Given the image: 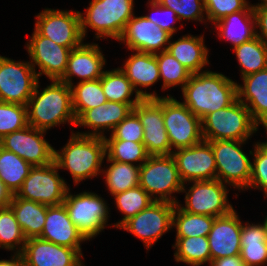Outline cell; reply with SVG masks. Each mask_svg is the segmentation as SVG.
<instances>
[{
    "mask_svg": "<svg viewBox=\"0 0 267 266\" xmlns=\"http://www.w3.org/2000/svg\"><path fill=\"white\" fill-rule=\"evenodd\" d=\"M184 105L201 120L237 99V83L225 75L204 70L190 76L182 88Z\"/></svg>",
    "mask_w": 267,
    "mask_h": 266,
    "instance_id": "obj_1",
    "label": "cell"
},
{
    "mask_svg": "<svg viewBox=\"0 0 267 266\" xmlns=\"http://www.w3.org/2000/svg\"><path fill=\"white\" fill-rule=\"evenodd\" d=\"M40 92L39 81L27 104L28 125L42 131L66 122L76 126L71 87L60 80Z\"/></svg>",
    "mask_w": 267,
    "mask_h": 266,
    "instance_id": "obj_2",
    "label": "cell"
},
{
    "mask_svg": "<svg viewBox=\"0 0 267 266\" xmlns=\"http://www.w3.org/2000/svg\"><path fill=\"white\" fill-rule=\"evenodd\" d=\"M105 158L103 137L84 136L73 132L61 151L54 150V162L58 169L69 170L75 184L102 173L103 169L100 167Z\"/></svg>",
    "mask_w": 267,
    "mask_h": 266,
    "instance_id": "obj_3",
    "label": "cell"
},
{
    "mask_svg": "<svg viewBox=\"0 0 267 266\" xmlns=\"http://www.w3.org/2000/svg\"><path fill=\"white\" fill-rule=\"evenodd\" d=\"M201 124L204 141H247L259 126L245 104L238 99L230 106L206 115Z\"/></svg>",
    "mask_w": 267,
    "mask_h": 266,
    "instance_id": "obj_4",
    "label": "cell"
},
{
    "mask_svg": "<svg viewBox=\"0 0 267 266\" xmlns=\"http://www.w3.org/2000/svg\"><path fill=\"white\" fill-rule=\"evenodd\" d=\"M133 5L134 0H92L85 16L80 12L83 38L89 27L96 31V39L110 37L118 40L126 23L134 16Z\"/></svg>",
    "mask_w": 267,
    "mask_h": 266,
    "instance_id": "obj_5",
    "label": "cell"
},
{
    "mask_svg": "<svg viewBox=\"0 0 267 266\" xmlns=\"http://www.w3.org/2000/svg\"><path fill=\"white\" fill-rule=\"evenodd\" d=\"M183 185L172 155L149 156L140 166L139 186L155 201L177 204L178 201L171 194L180 193Z\"/></svg>",
    "mask_w": 267,
    "mask_h": 266,
    "instance_id": "obj_6",
    "label": "cell"
},
{
    "mask_svg": "<svg viewBox=\"0 0 267 266\" xmlns=\"http://www.w3.org/2000/svg\"><path fill=\"white\" fill-rule=\"evenodd\" d=\"M213 150L216 162V179L234 188H248L252 162L241 145L246 141L215 140L207 141Z\"/></svg>",
    "mask_w": 267,
    "mask_h": 266,
    "instance_id": "obj_7",
    "label": "cell"
},
{
    "mask_svg": "<svg viewBox=\"0 0 267 266\" xmlns=\"http://www.w3.org/2000/svg\"><path fill=\"white\" fill-rule=\"evenodd\" d=\"M70 220L86 240L96 237L106 226L108 206L104 198L94 192H82L76 195L68 189L63 201Z\"/></svg>",
    "mask_w": 267,
    "mask_h": 266,
    "instance_id": "obj_8",
    "label": "cell"
},
{
    "mask_svg": "<svg viewBox=\"0 0 267 266\" xmlns=\"http://www.w3.org/2000/svg\"><path fill=\"white\" fill-rule=\"evenodd\" d=\"M163 119L172 151L203 141L201 119L170 95L163 96Z\"/></svg>",
    "mask_w": 267,
    "mask_h": 266,
    "instance_id": "obj_9",
    "label": "cell"
},
{
    "mask_svg": "<svg viewBox=\"0 0 267 266\" xmlns=\"http://www.w3.org/2000/svg\"><path fill=\"white\" fill-rule=\"evenodd\" d=\"M69 187L60 177L55 162L46 166H34L16 193L19 198L48 206L63 204Z\"/></svg>",
    "mask_w": 267,
    "mask_h": 266,
    "instance_id": "obj_10",
    "label": "cell"
},
{
    "mask_svg": "<svg viewBox=\"0 0 267 266\" xmlns=\"http://www.w3.org/2000/svg\"><path fill=\"white\" fill-rule=\"evenodd\" d=\"M38 81L30 62L0 55V102L27 106Z\"/></svg>",
    "mask_w": 267,
    "mask_h": 266,
    "instance_id": "obj_11",
    "label": "cell"
},
{
    "mask_svg": "<svg viewBox=\"0 0 267 266\" xmlns=\"http://www.w3.org/2000/svg\"><path fill=\"white\" fill-rule=\"evenodd\" d=\"M193 185L186 192L185 184L181 192H185V207L180 208L189 213L219 217L230 213L234 208L228 202V189L217 179L192 181Z\"/></svg>",
    "mask_w": 267,
    "mask_h": 266,
    "instance_id": "obj_12",
    "label": "cell"
},
{
    "mask_svg": "<svg viewBox=\"0 0 267 266\" xmlns=\"http://www.w3.org/2000/svg\"><path fill=\"white\" fill-rule=\"evenodd\" d=\"M35 30L71 50L83 43L80 11L45 9L36 16Z\"/></svg>",
    "mask_w": 267,
    "mask_h": 266,
    "instance_id": "obj_13",
    "label": "cell"
},
{
    "mask_svg": "<svg viewBox=\"0 0 267 266\" xmlns=\"http://www.w3.org/2000/svg\"><path fill=\"white\" fill-rule=\"evenodd\" d=\"M175 205L167 201H154L148 208L127 220L120 229L138 237L149 249L173 227Z\"/></svg>",
    "mask_w": 267,
    "mask_h": 266,
    "instance_id": "obj_14",
    "label": "cell"
},
{
    "mask_svg": "<svg viewBox=\"0 0 267 266\" xmlns=\"http://www.w3.org/2000/svg\"><path fill=\"white\" fill-rule=\"evenodd\" d=\"M143 126V144L150 156L172 155L163 119V97L142 98L133 108Z\"/></svg>",
    "mask_w": 267,
    "mask_h": 266,
    "instance_id": "obj_15",
    "label": "cell"
},
{
    "mask_svg": "<svg viewBox=\"0 0 267 266\" xmlns=\"http://www.w3.org/2000/svg\"><path fill=\"white\" fill-rule=\"evenodd\" d=\"M46 131L30 125L5 135L0 139V146L17 154L27 163L34 166H46L54 162V147L44 139Z\"/></svg>",
    "mask_w": 267,
    "mask_h": 266,
    "instance_id": "obj_16",
    "label": "cell"
},
{
    "mask_svg": "<svg viewBox=\"0 0 267 266\" xmlns=\"http://www.w3.org/2000/svg\"><path fill=\"white\" fill-rule=\"evenodd\" d=\"M30 56V63L35 69L38 66V78L44 74L50 80H60L67 68L71 49L56 44L51 39L40 35L35 29L29 42L26 44Z\"/></svg>",
    "mask_w": 267,
    "mask_h": 266,
    "instance_id": "obj_17",
    "label": "cell"
},
{
    "mask_svg": "<svg viewBox=\"0 0 267 266\" xmlns=\"http://www.w3.org/2000/svg\"><path fill=\"white\" fill-rule=\"evenodd\" d=\"M181 180L185 182L216 179V162L207 141L172 152Z\"/></svg>",
    "mask_w": 267,
    "mask_h": 266,
    "instance_id": "obj_18",
    "label": "cell"
},
{
    "mask_svg": "<svg viewBox=\"0 0 267 266\" xmlns=\"http://www.w3.org/2000/svg\"><path fill=\"white\" fill-rule=\"evenodd\" d=\"M172 37L145 16H133L126 23L118 41L124 42L127 48L133 52L156 54L158 51L162 52L168 49L169 40Z\"/></svg>",
    "mask_w": 267,
    "mask_h": 266,
    "instance_id": "obj_19",
    "label": "cell"
},
{
    "mask_svg": "<svg viewBox=\"0 0 267 266\" xmlns=\"http://www.w3.org/2000/svg\"><path fill=\"white\" fill-rule=\"evenodd\" d=\"M25 266H84L76 249L38 238L26 239L20 253Z\"/></svg>",
    "mask_w": 267,
    "mask_h": 266,
    "instance_id": "obj_20",
    "label": "cell"
},
{
    "mask_svg": "<svg viewBox=\"0 0 267 266\" xmlns=\"http://www.w3.org/2000/svg\"><path fill=\"white\" fill-rule=\"evenodd\" d=\"M242 221L233 209L230 213L215 217L207 236L211 260L240 254Z\"/></svg>",
    "mask_w": 267,
    "mask_h": 266,
    "instance_id": "obj_21",
    "label": "cell"
},
{
    "mask_svg": "<svg viewBox=\"0 0 267 266\" xmlns=\"http://www.w3.org/2000/svg\"><path fill=\"white\" fill-rule=\"evenodd\" d=\"M96 43L84 44L71 50L67 68L60 79L69 86L73 85L72 77L77 76L82 81H92L100 79L104 74L106 59Z\"/></svg>",
    "mask_w": 267,
    "mask_h": 266,
    "instance_id": "obj_22",
    "label": "cell"
},
{
    "mask_svg": "<svg viewBox=\"0 0 267 266\" xmlns=\"http://www.w3.org/2000/svg\"><path fill=\"white\" fill-rule=\"evenodd\" d=\"M40 239L53 242L57 245L76 249L81 255V245L86 239L70 220L64 204L48 206L45 224Z\"/></svg>",
    "mask_w": 267,
    "mask_h": 266,
    "instance_id": "obj_23",
    "label": "cell"
},
{
    "mask_svg": "<svg viewBox=\"0 0 267 266\" xmlns=\"http://www.w3.org/2000/svg\"><path fill=\"white\" fill-rule=\"evenodd\" d=\"M131 111H133V108L129 104L113 101L88 109L76 120V126L91 128L93 131L77 132L76 134L104 138L105 134L103 132L108 129L112 132Z\"/></svg>",
    "mask_w": 267,
    "mask_h": 266,
    "instance_id": "obj_24",
    "label": "cell"
},
{
    "mask_svg": "<svg viewBox=\"0 0 267 266\" xmlns=\"http://www.w3.org/2000/svg\"><path fill=\"white\" fill-rule=\"evenodd\" d=\"M135 54L125 61L121 71L126 75L127 79L131 82L136 93L141 98H158L156 92L148 93L140 90L137 87H150L158 82L160 79L159 66L155 54L135 51Z\"/></svg>",
    "mask_w": 267,
    "mask_h": 266,
    "instance_id": "obj_25",
    "label": "cell"
},
{
    "mask_svg": "<svg viewBox=\"0 0 267 266\" xmlns=\"http://www.w3.org/2000/svg\"><path fill=\"white\" fill-rule=\"evenodd\" d=\"M242 79L244 84H237V99L245 104L258 125H264L267 122V68Z\"/></svg>",
    "mask_w": 267,
    "mask_h": 266,
    "instance_id": "obj_26",
    "label": "cell"
},
{
    "mask_svg": "<svg viewBox=\"0 0 267 266\" xmlns=\"http://www.w3.org/2000/svg\"><path fill=\"white\" fill-rule=\"evenodd\" d=\"M218 35L230 41L233 48L257 37L253 5L244 10L232 13L214 23Z\"/></svg>",
    "mask_w": 267,
    "mask_h": 266,
    "instance_id": "obj_27",
    "label": "cell"
},
{
    "mask_svg": "<svg viewBox=\"0 0 267 266\" xmlns=\"http://www.w3.org/2000/svg\"><path fill=\"white\" fill-rule=\"evenodd\" d=\"M192 74L200 73L209 64L208 48L204 44V36L184 35L176 41L169 40L168 49Z\"/></svg>",
    "mask_w": 267,
    "mask_h": 266,
    "instance_id": "obj_28",
    "label": "cell"
},
{
    "mask_svg": "<svg viewBox=\"0 0 267 266\" xmlns=\"http://www.w3.org/2000/svg\"><path fill=\"white\" fill-rule=\"evenodd\" d=\"M263 223L242 224L239 255L246 266H264L267 263V223L265 220Z\"/></svg>",
    "mask_w": 267,
    "mask_h": 266,
    "instance_id": "obj_29",
    "label": "cell"
},
{
    "mask_svg": "<svg viewBox=\"0 0 267 266\" xmlns=\"http://www.w3.org/2000/svg\"><path fill=\"white\" fill-rule=\"evenodd\" d=\"M9 207L15 214L26 239L41 236L48 205L13 196Z\"/></svg>",
    "mask_w": 267,
    "mask_h": 266,
    "instance_id": "obj_30",
    "label": "cell"
},
{
    "mask_svg": "<svg viewBox=\"0 0 267 266\" xmlns=\"http://www.w3.org/2000/svg\"><path fill=\"white\" fill-rule=\"evenodd\" d=\"M101 86L107 101L127 103L134 108L142 99L119 67L111 71H104L101 77ZM133 92H135L134 100L130 99Z\"/></svg>",
    "mask_w": 267,
    "mask_h": 266,
    "instance_id": "obj_31",
    "label": "cell"
},
{
    "mask_svg": "<svg viewBox=\"0 0 267 266\" xmlns=\"http://www.w3.org/2000/svg\"><path fill=\"white\" fill-rule=\"evenodd\" d=\"M32 167L17 154L0 146V179L13 195L20 190Z\"/></svg>",
    "mask_w": 267,
    "mask_h": 266,
    "instance_id": "obj_32",
    "label": "cell"
},
{
    "mask_svg": "<svg viewBox=\"0 0 267 266\" xmlns=\"http://www.w3.org/2000/svg\"><path fill=\"white\" fill-rule=\"evenodd\" d=\"M174 253L176 262L200 266L211 261V252L207 236L176 237Z\"/></svg>",
    "mask_w": 267,
    "mask_h": 266,
    "instance_id": "obj_33",
    "label": "cell"
},
{
    "mask_svg": "<svg viewBox=\"0 0 267 266\" xmlns=\"http://www.w3.org/2000/svg\"><path fill=\"white\" fill-rule=\"evenodd\" d=\"M241 66V76L267 68V43L259 37L233 48Z\"/></svg>",
    "mask_w": 267,
    "mask_h": 266,
    "instance_id": "obj_34",
    "label": "cell"
},
{
    "mask_svg": "<svg viewBox=\"0 0 267 266\" xmlns=\"http://www.w3.org/2000/svg\"><path fill=\"white\" fill-rule=\"evenodd\" d=\"M72 106L76 120L88 109H93L107 101L104 95L101 78L92 81H79L71 85Z\"/></svg>",
    "mask_w": 267,
    "mask_h": 266,
    "instance_id": "obj_35",
    "label": "cell"
},
{
    "mask_svg": "<svg viewBox=\"0 0 267 266\" xmlns=\"http://www.w3.org/2000/svg\"><path fill=\"white\" fill-rule=\"evenodd\" d=\"M109 167L102 172L105 174V184L108 190L113 195L124 192L128 189L137 187L139 185V170L140 166L107 160Z\"/></svg>",
    "mask_w": 267,
    "mask_h": 266,
    "instance_id": "obj_36",
    "label": "cell"
},
{
    "mask_svg": "<svg viewBox=\"0 0 267 266\" xmlns=\"http://www.w3.org/2000/svg\"><path fill=\"white\" fill-rule=\"evenodd\" d=\"M215 217L183 211L178 204L173 212V227L176 237L208 236Z\"/></svg>",
    "mask_w": 267,
    "mask_h": 266,
    "instance_id": "obj_37",
    "label": "cell"
},
{
    "mask_svg": "<svg viewBox=\"0 0 267 266\" xmlns=\"http://www.w3.org/2000/svg\"><path fill=\"white\" fill-rule=\"evenodd\" d=\"M116 207L124 214L122 220L114 224L120 228L127 220L148 208L155 200L141 187L137 186L113 195Z\"/></svg>",
    "mask_w": 267,
    "mask_h": 266,
    "instance_id": "obj_38",
    "label": "cell"
},
{
    "mask_svg": "<svg viewBox=\"0 0 267 266\" xmlns=\"http://www.w3.org/2000/svg\"><path fill=\"white\" fill-rule=\"evenodd\" d=\"M106 160L141 166L150 156L143 143L124 140H104ZM133 162V163H132Z\"/></svg>",
    "mask_w": 267,
    "mask_h": 266,
    "instance_id": "obj_39",
    "label": "cell"
},
{
    "mask_svg": "<svg viewBox=\"0 0 267 266\" xmlns=\"http://www.w3.org/2000/svg\"><path fill=\"white\" fill-rule=\"evenodd\" d=\"M159 66L160 78L163 80L162 89L181 85V90L190 79L192 73L185 68L167 50L155 54Z\"/></svg>",
    "mask_w": 267,
    "mask_h": 266,
    "instance_id": "obj_40",
    "label": "cell"
},
{
    "mask_svg": "<svg viewBox=\"0 0 267 266\" xmlns=\"http://www.w3.org/2000/svg\"><path fill=\"white\" fill-rule=\"evenodd\" d=\"M25 242L26 238L12 209L9 206L0 208V248L9 251L16 249L14 253L20 254Z\"/></svg>",
    "mask_w": 267,
    "mask_h": 266,
    "instance_id": "obj_41",
    "label": "cell"
},
{
    "mask_svg": "<svg viewBox=\"0 0 267 266\" xmlns=\"http://www.w3.org/2000/svg\"><path fill=\"white\" fill-rule=\"evenodd\" d=\"M28 126L27 106L0 102V139Z\"/></svg>",
    "mask_w": 267,
    "mask_h": 266,
    "instance_id": "obj_42",
    "label": "cell"
},
{
    "mask_svg": "<svg viewBox=\"0 0 267 266\" xmlns=\"http://www.w3.org/2000/svg\"><path fill=\"white\" fill-rule=\"evenodd\" d=\"M249 152L253 155L254 161L248 188L260 189L264 192V196H267V141L255 143L254 152Z\"/></svg>",
    "mask_w": 267,
    "mask_h": 266,
    "instance_id": "obj_43",
    "label": "cell"
},
{
    "mask_svg": "<svg viewBox=\"0 0 267 266\" xmlns=\"http://www.w3.org/2000/svg\"><path fill=\"white\" fill-rule=\"evenodd\" d=\"M160 5L172 9L179 20L204 22V0H156ZM204 12V13H203Z\"/></svg>",
    "mask_w": 267,
    "mask_h": 266,
    "instance_id": "obj_44",
    "label": "cell"
},
{
    "mask_svg": "<svg viewBox=\"0 0 267 266\" xmlns=\"http://www.w3.org/2000/svg\"><path fill=\"white\" fill-rule=\"evenodd\" d=\"M144 131L141 121L134 111L122 120L110 134L109 138L104 136V140H124L143 143Z\"/></svg>",
    "mask_w": 267,
    "mask_h": 266,
    "instance_id": "obj_45",
    "label": "cell"
},
{
    "mask_svg": "<svg viewBox=\"0 0 267 266\" xmlns=\"http://www.w3.org/2000/svg\"><path fill=\"white\" fill-rule=\"evenodd\" d=\"M248 5L246 0H204L206 19L212 23L244 10Z\"/></svg>",
    "mask_w": 267,
    "mask_h": 266,
    "instance_id": "obj_46",
    "label": "cell"
},
{
    "mask_svg": "<svg viewBox=\"0 0 267 266\" xmlns=\"http://www.w3.org/2000/svg\"><path fill=\"white\" fill-rule=\"evenodd\" d=\"M148 3L151 6L153 12H155V15H162L165 18L162 16L157 17V15L155 17L154 13L153 16L150 13V15H146L145 17L148 20L154 22L159 28L165 30L167 33L173 36V34L178 30L177 27L173 25L175 21H179L176 13L172 9L160 5L156 0H149Z\"/></svg>",
    "mask_w": 267,
    "mask_h": 266,
    "instance_id": "obj_47",
    "label": "cell"
},
{
    "mask_svg": "<svg viewBox=\"0 0 267 266\" xmlns=\"http://www.w3.org/2000/svg\"><path fill=\"white\" fill-rule=\"evenodd\" d=\"M253 12L255 15L257 37L267 43V0H261V3L253 5Z\"/></svg>",
    "mask_w": 267,
    "mask_h": 266,
    "instance_id": "obj_48",
    "label": "cell"
},
{
    "mask_svg": "<svg viewBox=\"0 0 267 266\" xmlns=\"http://www.w3.org/2000/svg\"><path fill=\"white\" fill-rule=\"evenodd\" d=\"M210 266H246L240 255L228 256L210 261Z\"/></svg>",
    "mask_w": 267,
    "mask_h": 266,
    "instance_id": "obj_49",
    "label": "cell"
},
{
    "mask_svg": "<svg viewBox=\"0 0 267 266\" xmlns=\"http://www.w3.org/2000/svg\"><path fill=\"white\" fill-rule=\"evenodd\" d=\"M13 196L14 195L11 193V191L0 179V208L8 207Z\"/></svg>",
    "mask_w": 267,
    "mask_h": 266,
    "instance_id": "obj_50",
    "label": "cell"
},
{
    "mask_svg": "<svg viewBox=\"0 0 267 266\" xmlns=\"http://www.w3.org/2000/svg\"><path fill=\"white\" fill-rule=\"evenodd\" d=\"M0 266H25L22 255L14 253L11 260H0Z\"/></svg>",
    "mask_w": 267,
    "mask_h": 266,
    "instance_id": "obj_51",
    "label": "cell"
},
{
    "mask_svg": "<svg viewBox=\"0 0 267 266\" xmlns=\"http://www.w3.org/2000/svg\"><path fill=\"white\" fill-rule=\"evenodd\" d=\"M263 126L266 128V131H267V122Z\"/></svg>",
    "mask_w": 267,
    "mask_h": 266,
    "instance_id": "obj_52",
    "label": "cell"
}]
</instances>
